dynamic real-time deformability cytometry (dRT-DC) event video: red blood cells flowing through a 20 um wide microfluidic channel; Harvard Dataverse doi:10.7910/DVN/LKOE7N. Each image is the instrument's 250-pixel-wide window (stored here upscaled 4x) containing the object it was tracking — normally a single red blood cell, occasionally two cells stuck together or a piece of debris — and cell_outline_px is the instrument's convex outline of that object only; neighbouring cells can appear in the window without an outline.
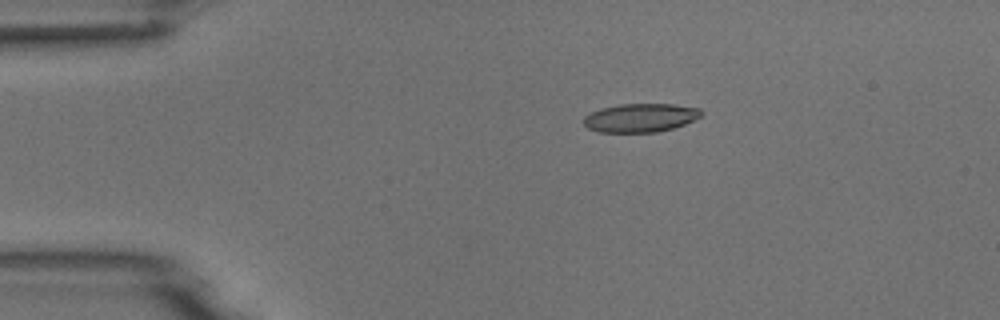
{"species": "common noctule bat (a hibernating species)", "species_latin": "Nyctalus noctula", "temperature_condition": "room temperature", "stored_images_in_passage": 7, "camera_frame_rate_fps": 3000, "um_per_image_px": 0.085, "animal": {"sex": "male", "body_mass_g": 18.8}, "frame": {"image": 1, "passage_image": 2, "time_ms": 2.0, "image_size_px": [1000, 320], "cell_outline_px": [[704, 112], [700, 116], [684, 124], [672, 128], [656, 132], [600, 132], [588, 128], [584, 124], [584, 116], [600, 108], [620, 104], [676, 104], [700, 108]], "centroid_in_image_um": [54.44, 10.0], "position_along_channel_um": 30.6, "area_um2": 19.54}}
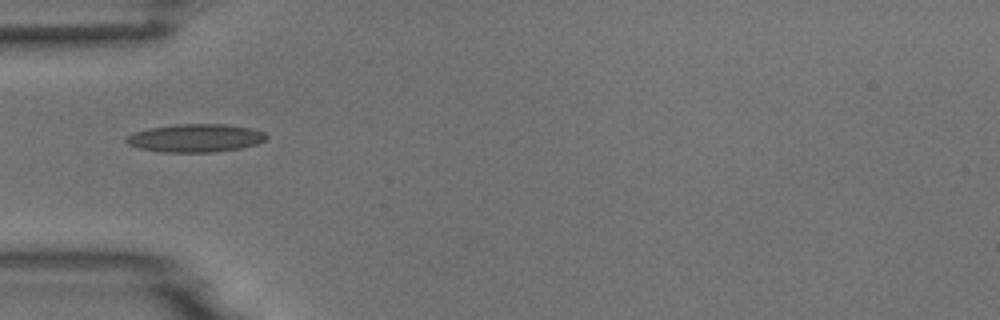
{"frame": {"image": 2, "passage_image": 4, "time_ms": 4.333, "image_size_px": [1000, 320], "cell_outline_px": [[268, 136], [264, 140], [256, 144], [240, 148], [216, 152], [160, 152], [140, 148], [128, 144], [124, 140], [128, 136], [136, 132], [148, 128], [176, 124], [224, 124], [248, 128], [264, 132]], "centroid_in_image_um": [16.6, 11.74], "position_along_channel_um": 68.4, "area_um2": 22.77}}